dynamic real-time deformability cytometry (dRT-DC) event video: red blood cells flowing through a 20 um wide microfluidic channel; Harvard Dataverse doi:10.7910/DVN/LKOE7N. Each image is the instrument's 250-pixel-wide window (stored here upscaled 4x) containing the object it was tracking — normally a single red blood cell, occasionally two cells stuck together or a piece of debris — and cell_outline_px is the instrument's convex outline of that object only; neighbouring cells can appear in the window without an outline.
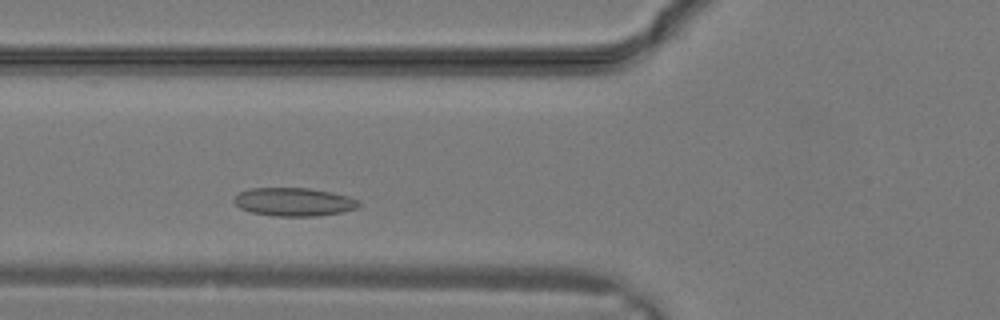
{"species": "common noctule bat (a hibernating species)", "species_latin": "Nyctalus noctula", "temperature_condition": "warm", "stored_images_in_passage": 24, "camera_frame_rate_fps": 3000, "um_per_image_px": 0.085, "animal": {"sex": "male", "body_mass_g": 19.2, "forearm_length_mm": 51.8}, "frame": {"image": 1, "passage_image": 5, "time_ms": 1.333, "image_size_px": [1000, 320], "cell_outline_px": [[360, 204], [356, 208], [344, 212], [316, 216], [272, 216], [252, 212], [240, 208], [232, 200], [240, 192], [252, 188], [308, 188], [332, 192], [348, 196], [360, 200]], "centroid_in_image_um": [25.01, 17.16], "position_along_channel_um": 100.8, "area_um2": 20.63}}
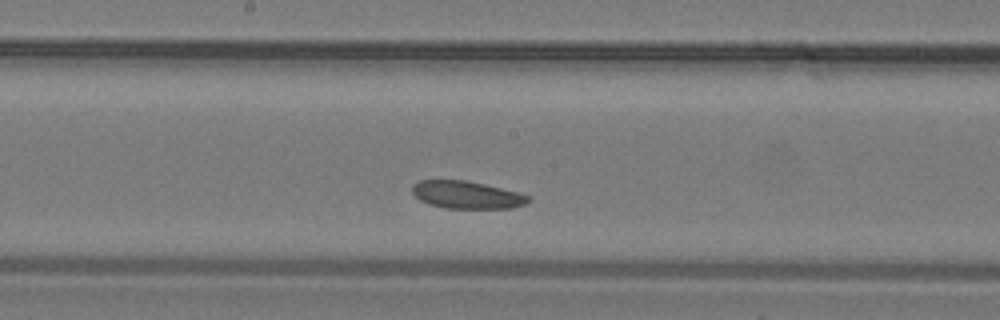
{"frame": {"image": 2, "passage_image": 10, "time_ms": 3.0, "image_size_px": [1000, 320], "cell_outline_px": [[532, 200], [524, 204], [512, 208], [444, 208], [428, 204], [420, 200], [412, 192], [412, 184], [420, 180], [464, 180], [484, 184], [520, 192], [528, 196]], "centroid_in_image_um": [39.67, 16.56], "position_along_channel_um": 208.5, "area_um2": 18.67}}
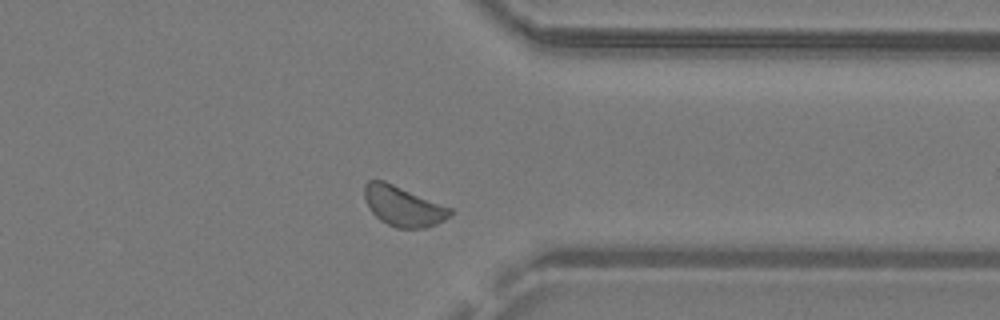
{"frame": {"image": 3, "passage_image": 18, "time_ms": 5.667, "image_size_px": [1000, 320], "cell_outline_px": [[452, 212], [444, 220], [436, 224], [424, 228], [396, 228], [380, 220], [368, 208], [364, 196], [364, 184], [368, 180], [384, 180], [452, 208]], "centroid_in_image_um": [34.24, 17.51], "position_along_channel_um": 377.2, "area_um2": 19.94}}